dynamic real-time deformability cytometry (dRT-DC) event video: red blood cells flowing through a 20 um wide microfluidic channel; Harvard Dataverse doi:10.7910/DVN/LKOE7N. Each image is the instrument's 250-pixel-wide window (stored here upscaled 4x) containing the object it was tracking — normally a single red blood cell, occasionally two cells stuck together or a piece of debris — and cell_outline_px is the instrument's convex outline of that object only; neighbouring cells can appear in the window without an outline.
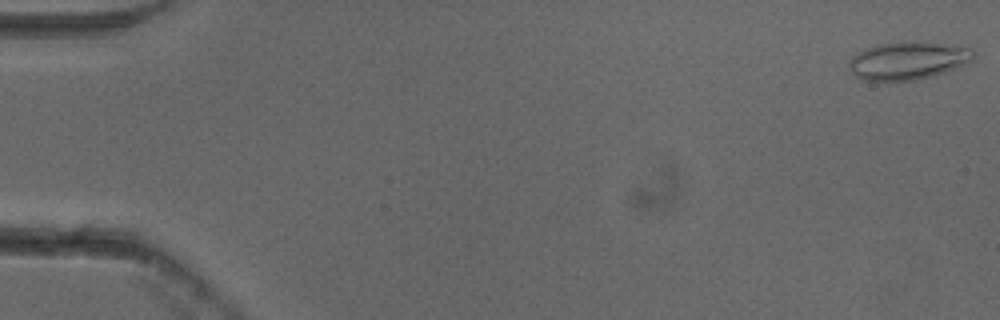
{"species": "common noctule bat (a hibernating species)", "species_latin": "Nyctalus noctula", "temperature_condition": "cold", "stored_images_in_passage": 54, "camera_frame_rate_fps": 3000, "um_per_image_px": 0.085, "animal": {"sex": "female"}, "frame": {"image": 1, "passage_image": 1, "time_ms": 0.0, "image_size_px": [1000, 320], "cell_outline_px": [[976, 52], [972, 60], [964, 64], [944, 72], [932, 76], [916, 80], [864, 80], [856, 76], [852, 72], [848, 64], [852, 56], [864, 48], [876, 44], [900, 40], [928, 40], [972, 48]], "centroid_in_image_um": [77.2, 5.09], "position_along_channel_um": 7.8, "area_um2": 28.09}}
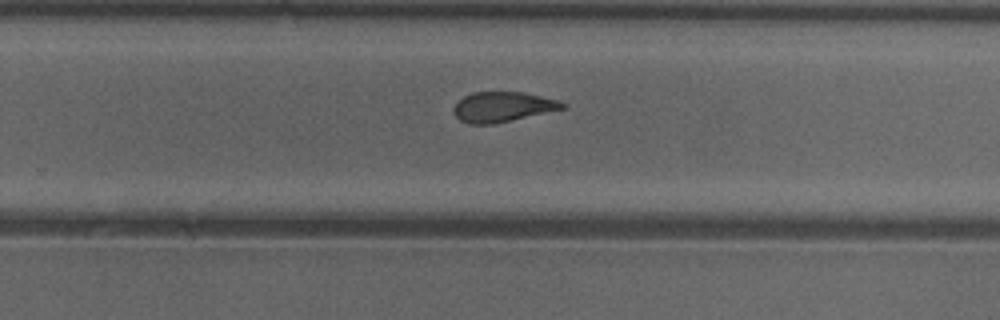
{"frame": {"image": 2, "passage_image": 35, "time_ms": 11.333, "image_size_px": [1000, 320], "cell_outline_px": [[564, 108], [512, 120], [492, 124], [468, 124], [460, 120], [456, 116], [452, 108], [464, 96], [472, 92], [524, 92], [560, 100], [564, 104]], "centroid_in_image_um": [42.7, 9.08], "position_along_channel_um": 287.1, "area_um2": 18.9}}
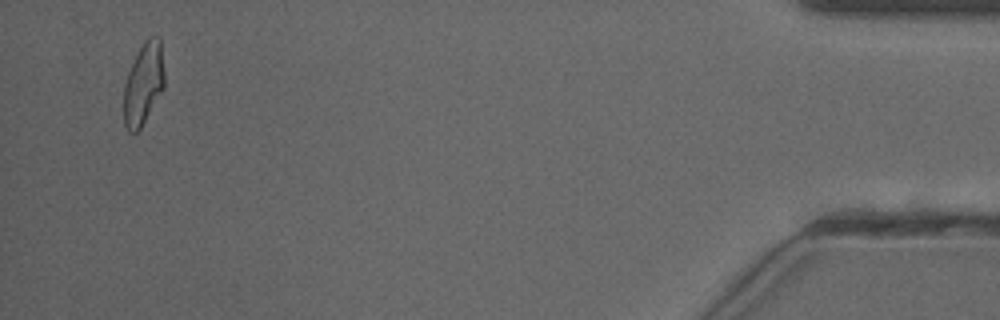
{"frame": {"image": 3, "passage_image": 52, "time_ms": 17.0, "image_size_px": [1000, 320], "cell_outline_px": [[164, 88], [140, 128], [136, 132], [128, 132], [124, 124], [124, 84], [128, 72], [144, 40], [148, 36], [160, 36], [164, 72]], "centroid_in_image_um": [12.2, 7.1], "position_along_channel_um": 423.0, "area_um2": 19.31}, "authors_computed_cell_mechanics": {"area_um2": 20.23, "velocity_mm_per_s": 3.8466, "shape_relaxation_time_tau1_ms": 11.1506, "shape_relaxation_time_tau2_ms": 2.0576, "deformation_change_tau1": 0.2796, "deformation_change_tau2": 0.1017}}